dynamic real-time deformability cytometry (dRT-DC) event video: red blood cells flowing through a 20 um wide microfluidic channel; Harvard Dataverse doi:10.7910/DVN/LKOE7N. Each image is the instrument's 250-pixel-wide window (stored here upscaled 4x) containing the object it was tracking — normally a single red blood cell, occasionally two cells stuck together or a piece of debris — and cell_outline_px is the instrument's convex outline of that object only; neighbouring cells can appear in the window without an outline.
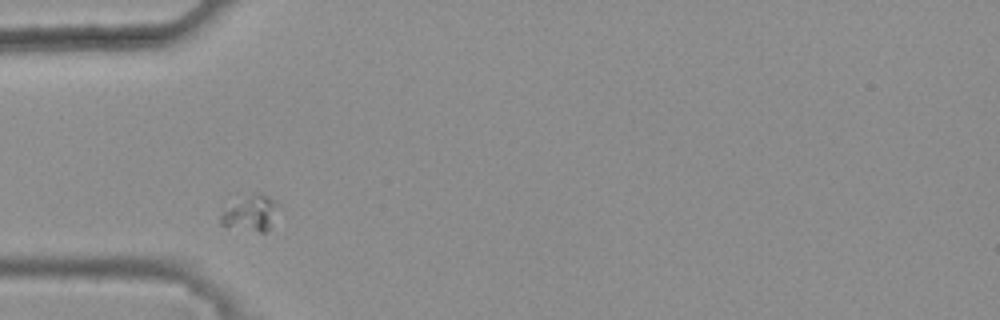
{"species": "common noctule bat (a hibernating species)", "species_latin": "Nyctalus noctula", "temperature_condition": "warm", "stored_images_in_passage": 2, "camera_frame_rate_fps": 3000, "um_per_image_px": 0.085, "animal": {"sex": "female", "body_mass_g": 25.1}, "frame": {"image": 1, "passage_image": 1, "time_ms": 0.0, "image_size_px": [1000, 320], "cell_outline_px": [[280, 204], [268, 232], [260, 232], [220, 224], [220, 216], [224, 212], [248, 196], [256, 192], [264, 192], [276, 200]], "centroid_in_image_um": [21.43, 18.11], "position_along_channel_um": 63.6, "area_um2": 11.5}}
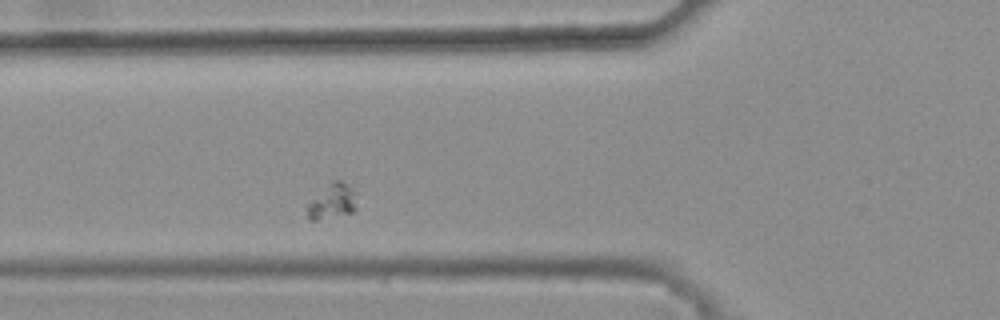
{"frame": {"image": 2, "passage_image": 2, "time_ms": 0.333, "image_size_px": [1000, 320], "cell_outline_px": [[356, 208], [352, 212], [316, 220], [308, 220], [304, 204], [332, 180], [340, 180], [348, 184], [352, 192]], "centroid_in_image_um": [28.12, 17.12], "position_along_channel_um": 97.7, "area_um2": 10.12}}